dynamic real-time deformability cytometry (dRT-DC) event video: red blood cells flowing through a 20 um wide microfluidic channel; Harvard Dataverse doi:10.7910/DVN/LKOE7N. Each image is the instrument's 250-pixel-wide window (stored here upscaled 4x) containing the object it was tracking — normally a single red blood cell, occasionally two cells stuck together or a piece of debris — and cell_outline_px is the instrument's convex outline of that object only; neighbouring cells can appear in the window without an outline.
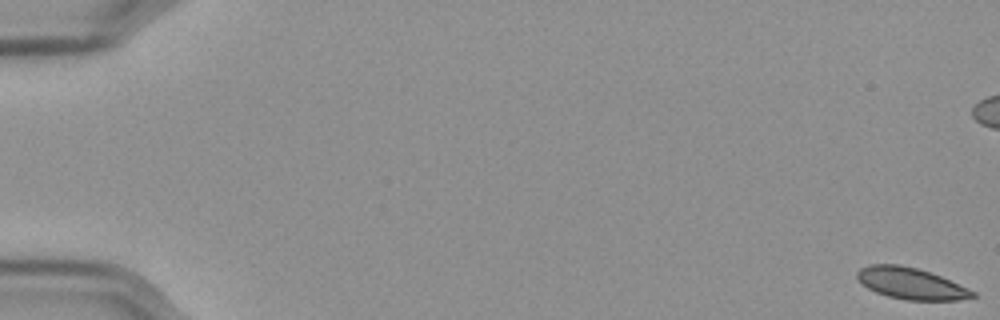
{"species": "Egyptian fruit bat (a non-hibernating species)", "species_latin": "Rousettus aegyptiacus", "temperature_condition": "cold", "stored_images_in_passage": 20, "camera_frame_rate_fps": 3000, "um_per_image_px": 0.085, "frame": {"image": 1, "passage_image": 1, "time_ms": 0.0, "image_size_px": [1000, 320], "cell_outline_px": [[976, 296], [956, 300], [908, 300], [888, 296], [876, 292], [868, 288], [856, 280], [856, 272], [860, 268], [868, 264], [900, 264], [916, 268], [940, 276], [976, 292]], "centroid_in_image_um": [77.36, 24.08], "position_along_channel_um": 7.6, "area_um2": 21.04}}